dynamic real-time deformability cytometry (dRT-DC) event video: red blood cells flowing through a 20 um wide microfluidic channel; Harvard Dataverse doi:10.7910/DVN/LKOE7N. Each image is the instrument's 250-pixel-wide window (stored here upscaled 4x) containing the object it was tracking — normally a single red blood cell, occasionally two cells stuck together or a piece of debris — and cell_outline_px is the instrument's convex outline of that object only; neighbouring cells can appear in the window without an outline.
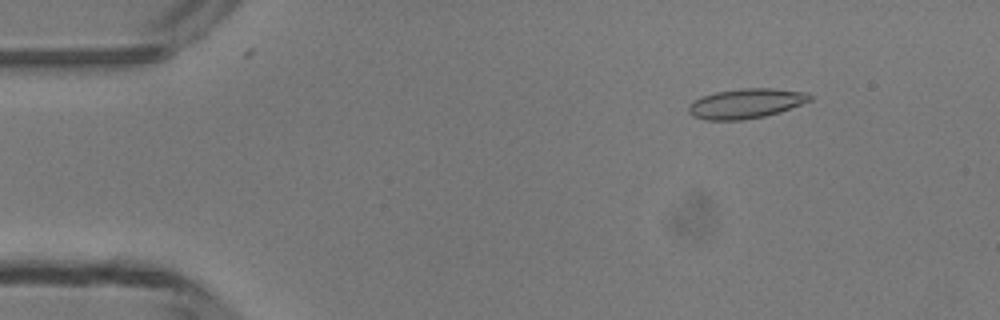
{"species": "common noctule bat (a hibernating species)", "species_latin": "Nyctalus noctula", "temperature_condition": "room temperature", "stored_images_in_passage": 48, "camera_frame_rate_fps": 3000, "um_per_image_px": 0.085, "animal": {"sex": "male", "body_mass_g": 13.3}, "frame": {"image": 1, "passage_image": 6, "time_ms": 1.667, "image_size_px": [1000, 320], "cell_outline_px": [[812, 100], [780, 112], [764, 116], [744, 120], [704, 120], [692, 116], [688, 112], [688, 104], [692, 100], [700, 96], [716, 92], [740, 88], [772, 88], [808, 92], [812, 96]], "centroid_in_image_um": [63.37, 8.79], "position_along_channel_um": 21.6, "area_um2": 21.39}}
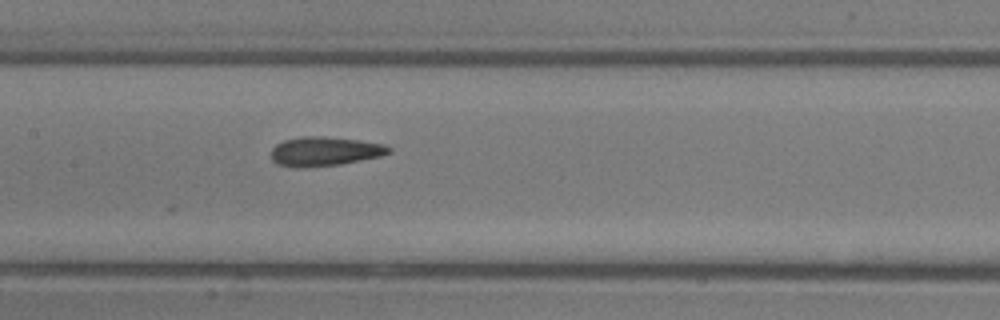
{"frame": {"image": 2, "passage_image": 23, "time_ms": 7.333, "image_size_px": [1000, 320], "cell_outline_px": [[392, 152], [380, 156], [340, 164], [304, 168], [296, 168], [276, 164], [272, 160], [272, 148], [276, 144], [284, 140], [300, 136], [324, 136], [356, 140], [384, 144], [392, 148]], "centroid_in_image_um": [27.57, 12.87], "position_along_channel_um": 179.8, "area_um2": 20.11}}
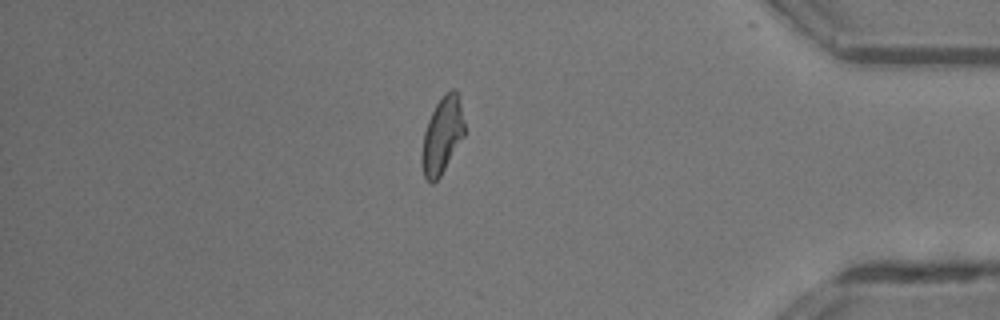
{"frame": {"image": 3, "passage_image": 41, "time_ms": 13.333, "image_size_px": [1000, 320], "cell_outline_px": [[464, 136], [440, 176], [432, 184], [424, 176], [420, 160], [420, 156], [424, 132], [428, 120], [436, 104], [452, 88], [456, 88], [460, 104], [464, 124]], "centroid_in_image_um": [37.56, 11.54], "position_along_channel_um": 397.6, "area_um2": 18.73}, "authors_computed_cell_mechanics": {"area_um2": 19.4786, "velocity_mm_per_s": 4.2492, "shape_relaxation_time_tau1_ms": null, "shape_relaxation_time_tau2_ms": 2.7952, "deformation_change_tau1": null, "deformation_change_tau2": 0.1003}}